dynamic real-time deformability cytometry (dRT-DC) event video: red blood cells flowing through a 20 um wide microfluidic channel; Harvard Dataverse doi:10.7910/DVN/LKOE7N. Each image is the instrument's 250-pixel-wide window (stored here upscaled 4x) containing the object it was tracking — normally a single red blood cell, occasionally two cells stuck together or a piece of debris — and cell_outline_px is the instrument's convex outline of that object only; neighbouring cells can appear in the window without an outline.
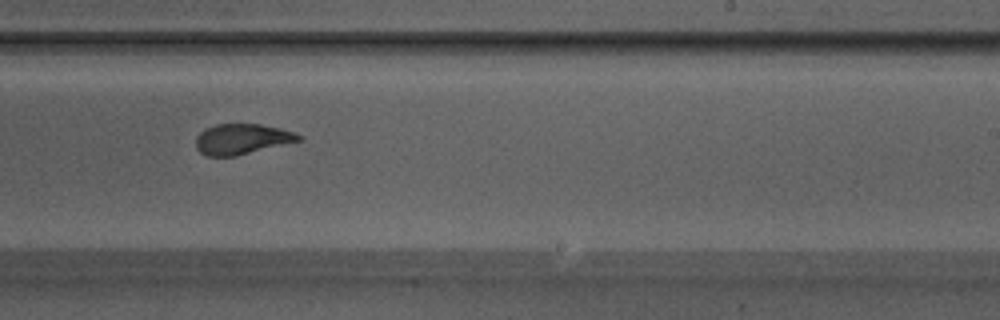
{"species": "Egyptian fruit bat (a non-hibernating species)", "species_latin": "Rousettus aegyptiacus", "temperature_condition": "warm", "stored_images_in_passage": 45, "camera_frame_rate_fps": 3000, "um_per_image_px": 0.085, "animal": {"sex": "male"}, "frame": {"image": 1, "passage_image": 26, "time_ms": 8.333, "image_size_px": [1000, 320], "cell_outline_px": [[304, 140], [236, 156], [208, 156], [200, 152], [196, 148], [196, 136], [204, 128], [216, 124], [260, 124], [280, 128], [292, 132], [300, 136]], "centroid_in_image_um": [20.55, 11.82], "position_along_channel_um": 268.5, "area_um2": 18.32}, "authors_computed_cell_mechanics": {"area_um2": 19.1318, "velocity_mm_per_s": 4.1868, "shape_relaxation_time_tau1_ms": 4.4853, "shape_relaxation_time_tau2_ms": 0.9744, "deformation_change_tau1": 0.1627, "deformation_change_tau2": 0.0638}}